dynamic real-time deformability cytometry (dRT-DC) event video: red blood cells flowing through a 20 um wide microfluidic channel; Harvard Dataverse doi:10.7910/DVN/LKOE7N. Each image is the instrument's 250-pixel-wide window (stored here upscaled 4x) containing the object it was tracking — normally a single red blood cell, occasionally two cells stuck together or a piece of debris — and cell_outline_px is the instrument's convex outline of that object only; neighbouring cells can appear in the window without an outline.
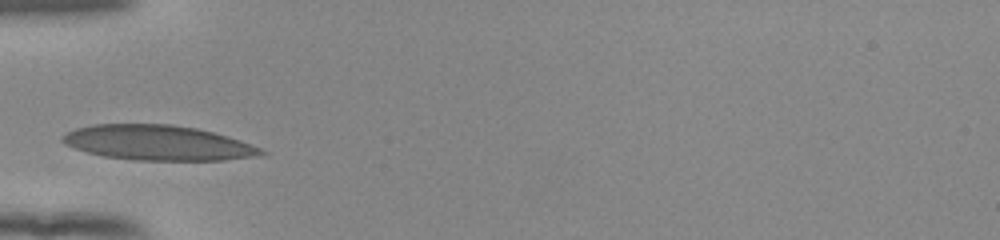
{"species": "human", "species_latin": "Homo sapiens", "temperature_condition": "room temperature", "stored_images_in_passage": 13, "camera_frame_rate_fps": 3000, "um_per_image_px": 0.085, "donor": {"sex": "female"}, "frame": {"image": 1, "passage_image": 1, "time_ms": 0.0, "image_size_px": [1000, 240], "cell_outline_px": [[268, 152], [260, 156], [224, 160], [136, 160], [104, 156], [88, 152], [64, 144], [60, 140], [60, 136], [76, 128], [92, 124], [172, 124], [196, 128], [228, 136], [240, 140], [260, 148]], "centroid_in_image_um": [13.42, 12.13], "position_along_channel_um": 71.6, "area_um2": 40.52}}
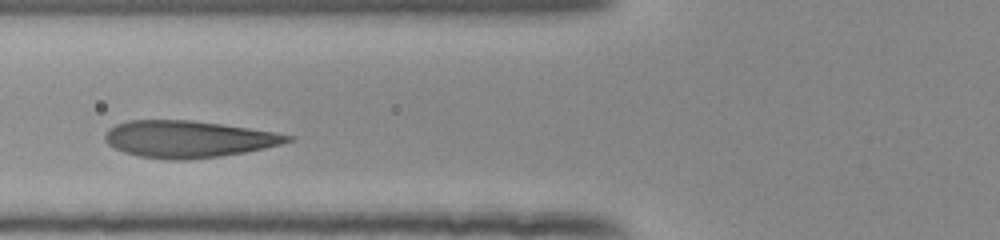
{"frame": {"image": 2, "passage_image": 4, "time_ms": 1.0, "image_size_px": [1000, 240], "cell_outline_px": [[296, 140], [264, 148], [244, 152], [188, 160], [172, 160], [140, 156], [124, 152], [108, 144], [104, 140], [104, 136], [108, 128], [116, 124], [128, 120], [192, 120], [248, 128], [296, 136]], "centroid_in_image_um": [15.99, 11.81], "position_along_channel_um": 109.8, "area_um2": 39.02}}
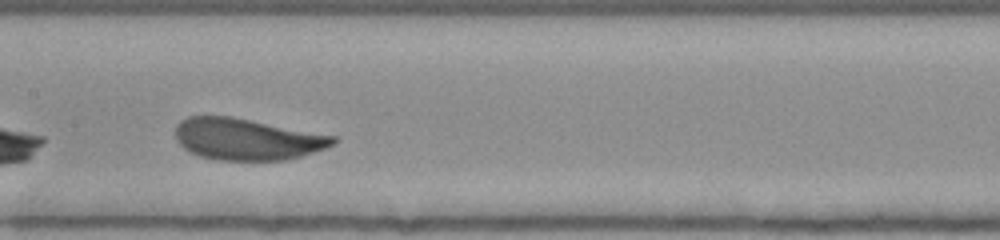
{"frame": {"image": 3, "passage_image": 10, "time_ms": 3.0, "image_size_px": [1000, 240], "cell_outline_px": [[340, 140], [324, 148], [288, 160], [220, 160], [200, 156], [188, 152], [176, 140], [176, 128], [180, 120], [188, 116], [228, 116], [340, 136]], "centroid_in_image_um": [21.01, 11.83], "position_along_channel_um": 186.4, "area_um2": 38.26}}